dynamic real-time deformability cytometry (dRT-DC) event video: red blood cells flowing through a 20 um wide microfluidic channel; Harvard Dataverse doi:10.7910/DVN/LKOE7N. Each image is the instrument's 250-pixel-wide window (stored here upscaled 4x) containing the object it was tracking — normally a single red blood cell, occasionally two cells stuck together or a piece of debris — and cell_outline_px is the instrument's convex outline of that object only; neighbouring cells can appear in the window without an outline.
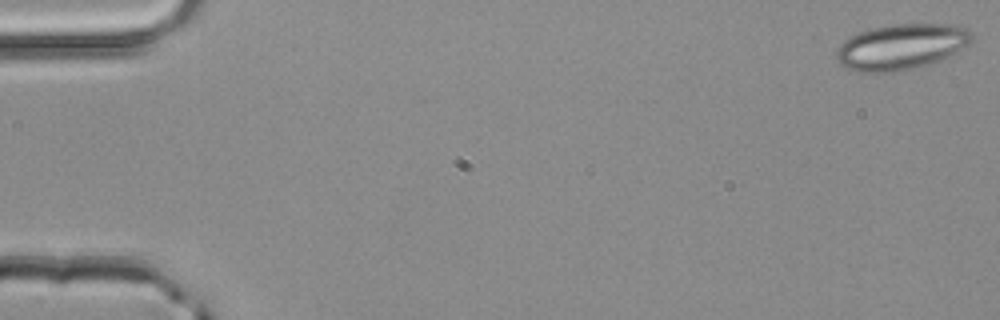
{"species": "common noctule bat (a hibernating species)", "species_latin": "Nyctalus noctula", "temperature_condition": "room temperature", "stored_images_in_passage": 50, "camera_frame_rate_fps": 3000, "um_per_image_px": 0.085, "animal": {"sex": "male", "body_mass_g": 20.4}, "frame": {"image": 1, "passage_image": 1, "time_ms": 0.0, "image_size_px": [1000, 320], "cell_outline_px": [[972, 40], [968, 44], [948, 56], [940, 60], [928, 64], [912, 68], [892, 72], [860, 72], [848, 68], [840, 64], [836, 56], [836, 48], [844, 40], [860, 32], [872, 28], [892, 24], [956, 24], [968, 28], [972, 32]], "centroid_in_image_um": [76.61, 3.96], "position_along_channel_um": 8.4, "area_um2": 35.89}}
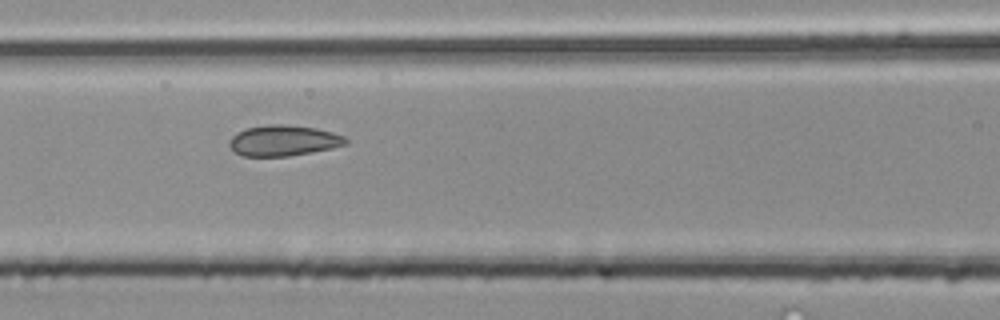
{"frame": {"image": 2, "passage_image": 22, "time_ms": 7.0, "image_size_px": [1000, 320], "cell_outline_px": [[348, 144], [332, 148], [312, 152], [288, 156], [240, 156], [232, 152], [228, 144], [228, 140], [236, 132], [244, 128], [268, 124], [284, 124], [316, 128], [332, 132], [344, 136], [348, 140]], "centroid_in_image_um": [24.04, 11.95], "position_along_channel_um": 142.6, "area_um2": 21.21}}
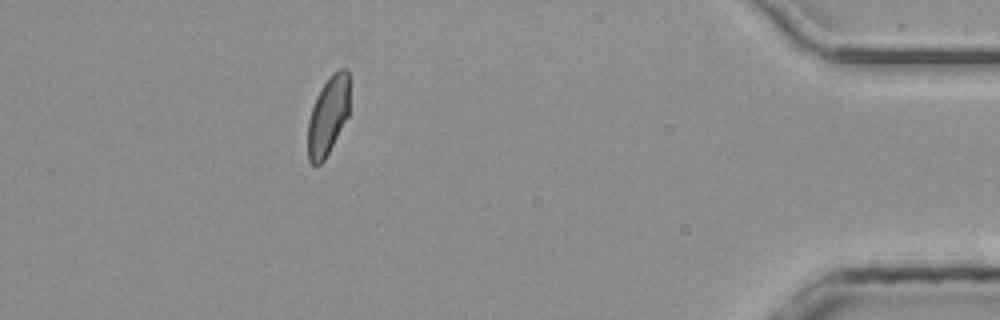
{"frame": {"image": 3, "passage_image": 45, "time_ms": 14.667, "image_size_px": [1000, 320], "cell_outline_px": [[348, 116], [324, 160], [320, 164], [312, 164], [308, 160], [308, 120], [316, 96], [320, 88], [328, 76], [332, 72], [340, 68], [348, 68]], "centroid_in_image_um": [27.87, 9.79], "position_along_channel_um": 407.3, "area_um2": 19.02}, "authors_computed_cell_mechanics": {"area_um2": 20.7502, "velocity_mm_per_s": 4.1652, "shape_relaxation_time_tau1_ms": 6.4519, "shape_relaxation_time_tau2_ms": 0.6968, "deformation_change_tau1": 0.1091, "deformation_change_tau2": 0.0576}}